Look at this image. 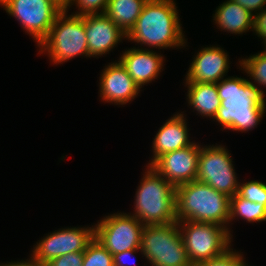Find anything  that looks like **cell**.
Instances as JSON below:
<instances>
[{
    "mask_svg": "<svg viewBox=\"0 0 266 266\" xmlns=\"http://www.w3.org/2000/svg\"><path fill=\"white\" fill-rule=\"evenodd\" d=\"M221 105L214 116L223 129L246 132L256 127L266 109L263 89L241 77L216 83Z\"/></svg>",
    "mask_w": 266,
    "mask_h": 266,
    "instance_id": "obj_1",
    "label": "cell"
},
{
    "mask_svg": "<svg viewBox=\"0 0 266 266\" xmlns=\"http://www.w3.org/2000/svg\"><path fill=\"white\" fill-rule=\"evenodd\" d=\"M174 0H148L127 40L159 49L186 45Z\"/></svg>",
    "mask_w": 266,
    "mask_h": 266,
    "instance_id": "obj_2",
    "label": "cell"
},
{
    "mask_svg": "<svg viewBox=\"0 0 266 266\" xmlns=\"http://www.w3.org/2000/svg\"><path fill=\"white\" fill-rule=\"evenodd\" d=\"M176 219L218 224L232 237L230 228H227L230 197L197 180L176 187Z\"/></svg>",
    "mask_w": 266,
    "mask_h": 266,
    "instance_id": "obj_3",
    "label": "cell"
},
{
    "mask_svg": "<svg viewBox=\"0 0 266 266\" xmlns=\"http://www.w3.org/2000/svg\"><path fill=\"white\" fill-rule=\"evenodd\" d=\"M146 170L135 195V212L132 216L143 225L178 222L176 187L151 166H147Z\"/></svg>",
    "mask_w": 266,
    "mask_h": 266,
    "instance_id": "obj_4",
    "label": "cell"
},
{
    "mask_svg": "<svg viewBox=\"0 0 266 266\" xmlns=\"http://www.w3.org/2000/svg\"><path fill=\"white\" fill-rule=\"evenodd\" d=\"M63 9L56 17L48 36L38 45L41 53L48 52L55 64L66 62L75 56L89 57L85 33V15L71 14Z\"/></svg>",
    "mask_w": 266,
    "mask_h": 266,
    "instance_id": "obj_5",
    "label": "cell"
},
{
    "mask_svg": "<svg viewBox=\"0 0 266 266\" xmlns=\"http://www.w3.org/2000/svg\"><path fill=\"white\" fill-rule=\"evenodd\" d=\"M139 251L151 266H193L184 247L178 222L145 225Z\"/></svg>",
    "mask_w": 266,
    "mask_h": 266,
    "instance_id": "obj_6",
    "label": "cell"
},
{
    "mask_svg": "<svg viewBox=\"0 0 266 266\" xmlns=\"http://www.w3.org/2000/svg\"><path fill=\"white\" fill-rule=\"evenodd\" d=\"M189 261L195 264L222 255L231 246L228 230L214 223L178 221Z\"/></svg>",
    "mask_w": 266,
    "mask_h": 266,
    "instance_id": "obj_7",
    "label": "cell"
},
{
    "mask_svg": "<svg viewBox=\"0 0 266 266\" xmlns=\"http://www.w3.org/2000/svg\"><path fill=\"white\" fill-rule=\"evenodd\" d=\"M0 5L15 17L39 45L64 9L55 0H2Z\"/></svg>",
    "mask_w": 266,
    "mask_h": 266,
    "instance_id": "obj_8",
    "label": "cell"
},
{
    "mask_svg": "<svg viewBox=\"0 0 266 266\" xmlns=\"http://www.w3.org/2000/svg\"><path fill=\"white\" fill-rule=\"evenodd\" d=\"M231 158L229 151L221 145L202 147L196 180L228 197L234 196L238 192L239 181Z\"/></svg>",
    "mask_w": 266,
    "mask_h": 266,
    "instance_id": "obj_9",
    "label": "cell"
},
{
    "mask_svg": "<svg viewBox=\"0 0 266 266\" xmlns=\"http://www.w3.org/2000/svg\"><path fill=\"white\" fill-rule=\"evenodd\" d=\"M144 226L129 213H114L95 224V238L112 255L140 249Z\"/></svg>",
    "mask_w": 266,
    "mask_h": 266,
    "instance_id": "obj_10",
    "label": "cell"
},
{
    "mask_svg": "<svg viewBox=\"0 0 266 266\" xmlns=\"http://www.w3.org/2000/svg\"><path fill=\"white\" fill-rule=\"evenodd\" d=\"M49 234L35 244L31 254L44 265L68 253L84 252L95 238V227L62 228Z\"/></svg>",
    "mask_w": 266,
    "mask_h": 266,
    "instance_id": "obj_11",
    "label": "cell"
},
{
    "mask_svg": "<svg viewBox=\"0 0 266 266\" xmlns=\"http://www.w3.org/2000/svg\"><path fill=\"white\" fill-rule=\"evenodd\" d=\"M200 150L201 146L193 142L185 148L161 155L150 166L177 187L196 180Z\"/></svg>",
    "mask_w": 266,
    "mask_h": 266,
    "instance_id": "obj_12",
    "label": "cell"
},
{
    "mask_svg": "<svg viewBox=\"0 0 266 266\" xmlns=\"http://www.w3.org/2000/svg\"><path fill=\"white\" fill-rule=\"evenodd\" d=\"M89 57L107 54L127 35L105 14L85 15Z\"/></svg>",
    "mask_w": 266,
    "mask_h": 266,
    "instance_id": "obj_13",
    "label": "cell"
},
{
    "mask_svg": "<svg viewBox=\"0 0 266 266\" xmlns=\"http://www.w3.org/2000/svg\"><path fill=\"white\" fill-rule=\"evenodd\" d=\"M229 58L223 48L210 46L202 48L190 64L186 83H217L226 76Z\"/></svg>",
    "mask_w": 266,
    "mask_h": 266,
    "instance_id": "obj_14",
    "label": "cell"
},
{
    "mask_svg": "<svg viewBox=\"0 0 266 266\" xmlns=\"http://www.w3.org/2000/svg\"><path fill=\"white\" fill-rule=\"evenodd\" d=\"M100 97L105 102L123 105L132 101L140 92L120 61L110 63L100 77Z\"/></svg>",
    "mask_w": 266,
    "mask_h": 266,
    "instance_id": "obj_15",
    "label": "cell"
},
{
    "mask_svg": "<svg viewBox=\"0 0 266 266\" xmlns=\"http://www.w3.org/2000/svg\"><path fill=\"white\" fill-rule=\"evenodd\" d=\"M163 55L146 48H130L125 50L119 61L124 66L135 84L142 88L159 76L164 58Z\"/></svg>",
    "mask_w": 266,
    "mask_h": 266,
    "instance_id": "obj_16",
    "label": "cell"
},
{
    "mask_svg": "<svg viewBox=\"0 0 266 266\" xmlns=\"http://www.w3.org/2000/svg\"><path fill=\"white\" fill-rule=\"evenodd\" d=\"M182 113L174 114L158 130L153 140V158L148 163V166L161 155L185 148L193 143V141L190 142L189 140L186 118H184Z\"/></svg>",
    "mask_w": 266,
    "mask_h": 266,
    "instance_id": "obj_17",
    "label": "cell"
},
{
    "mask_svg": "<svg viewBox=\"0 0 266 266\" xmlns=\"http://www.w3.org/2000/svg\"><path fill=\"white\" fill-rule=\"evenodd\" d=\"M213 18L218 27L232 34H242L253 29L254 14L233 0L218 6Z\"/></svg>",
    "mask_w": 266,
    "mask_h": 266,
    "instance_id": "obj_18",
    "label": "cell"
},
{
    "mask_svg": "<svg viewBox=\"0 0 266 266\" xmlns=\"http://www.w3.org/2000/svg\"><path fill=\"white\" fill-rule=\"evenodd\" d=\"M188 87V103L202 117L214 118L221 101L216 83H185Z\"/></svg>",
    "mask_w": 266,
    "mask_h": 266,
    "instance_id": "obj_19",
    "label": "cell"
},
{
    "mask_svg": "<svg viewBox=\"0 0 266 266\" xmlns=\"http://www.w3.org/2000/svg\"><path fill=\"white\" fill-rule=\"evenodd\" d=\"M148 0H109L105 14L127 35Z\"/></svg>",
    "mask_w": 266,
    "mask_h": 266,
    "instance_id": "obj_20",
    "label": "cell"
},
{
    "mask_svg": "<svg viewBox=\"0 0 266 266\" xmlns=\"http://www.w3.org/2000/svg\"><path fill=\"white\" fill-rule=\"evenodd\" d=\"M235 217L245 219L246 222L266 221V204L251 202L236 193L230 197V221Z\"/></svg>",
    "mask_w": 266,
    "mask_h": 266,
    "instance_id": "obj_21",
    "label": "cell"
},
{
    "mask_svg": "<svg viewBox=\"0 0 266 266\" xmlns=\"http://www.w3.org/2000/svg\"><path fill=\"white\" fill-rule=\"evenodd\" d=\"M241 70L258 84L266 87V50L239 61ZM243 68V69H242Z\"/></svg>",
    "mask_w": 266,
    "mask_h": 266,
    "instance_id": "obj_22",
    "label": "cell"
},
{
    "mask_svg": "<svg viewBox=\"0 0 266 266\" xmlns=\"http://www.w3.org/2000/svg\"><path fill=\"white\" fill-rule=\"evenodd\" d=\"M82 266H114L113 255L94 238L84 251Z\"/></svg>",
    "mask_w": 266,
    "mask_h": 266,
    "instance_id": "obj_23",
    "label": "cell"
},
{
    "mask_svg": "<svg viewBox=\"0 0 266 266\" xmlns=\"http://www.w3.org/2000/svg\"><path fill=\"white\" fill-rule=\"evenodd\" d=\"M237 194L251 202L266 204V184L261 181L239 182Z\"/></svg>",
    "mask_w": 266,
    "mask_h": 266,
    "instance_id": "obj_24",
    "label": "cell"
},
{
    "mask_svg": "<svg viewBox=\"0 0 266 266\" xmlns=\"http://www.w3.org/2000/svg\"><path fill=\"white\" fill-rule=\"evenodd\" d=\"M244 261L241 253L229 248L222 255L214 257L213 259L201 261L194 266H243L245 264Z\"/></svg>",
    "mask_w": 266,
    "mask_h": 266,
    "instance_id": "obj_25",
    "label": "cell"
},
{
    "mask_svg": "<svg viewBox=\"0 0 266 266\" xmlns=\"http://www.w3.org/2000/svg\"><path fill=\"white\" fill-rule=\"evenodd\" d=\"M108 2L109 0H71L65 9H68L71 5L76 4L79 8V12H75V15L83 16L88 14H99V12L102 14L105 13Z\"/></svg>",
    "mask_w": 266,
    "mask_h": 266,
    "instance_id": "obj_26",
    "label": "cell"
},
{
    "mask_svg": "<svg viewBox=\"0 0 266 266\" xmlns=\"http://www.w3.org/2000/svg\"><path fill=\"white\" fill-rule=\"evenodd\" d=\"M84 252H73L59 256L45 266H82Z\"/></svg>",
    "mask_w": 266,
    "mask_h": 266,
    "instance_id": "obj_27",
    "label": "cell"
},
{
    "mask_svg": "<svg viewBox=\"0 0 266 266\" xmlns=\"http://www.w3.org/2000/svg\"><path fill=\"white\" fill-rule=\"evenodd\" d=\"M252 31H255L258 37L263 38L264 45H266V8L254 14Z\"/></svg>",
    "mask_w": 266,
    "mask_h": 266,
    "instance_id": "obj_28",
    "label": "cell"
},
{
    "mask_svg": "<svg viewBox=\"0 0 266 266\" xmlns=\"http://www.w3.org/2000/svg\"><path fill=\"white\" fill-rule=\"evenodd\" d=\"M241 5L243 8L249 10L251 13L254 11L261 12L266 5V0H233Z\"/></svg>",
    "mask_w": 266,
    "mask_h": 266,
    "instance_id": "obj_29",
    "label": "cell"
},
{
    "mask_svg": "<svg viewBox=\"0 0 266 266\" xmlns=\"http://www.w3.org/2000/svg\"><path fill=\"white\" fill-rule=\"evenodd\" d=\"M138 250H140V249L126 250L124 252L114 254L113 255L114 266H131V265L127 264V262H128L127 259L129 260L132 256H135L134 254L138 253ZM132 263L134 264L135 262H132Z\"/></svg>",
    "mask_w": 266,
    "mask_h": 266,
    "instance_id": "obj_30",
    "label": "cell"
},
{
    "mask_svg": "<svg viewBox=\"0 0 266 266\" xmlns=\"http://www.w3.org/2000/svg\"><path fill=\"white\" fill-rule=\"evenodd\" d=\"M31 259L26 260V261H16V262H9L7 264H0V266H45L44 264L40 263L39 261H37L32 255L30 257Z\"/></svg>",
    "mask_w": 266,
    "mask_h": 266,
    "instance_id": "obj_31",
    "label": "cell"
},
{
    "mask_svg": "<svg viewBox=\"0 0 266 266\" xmlns=\"http://www.w3.org/2000/svg\"><path fill=\"white\" fill-rule=\"evenodd\" d=\"M58 4H60L63 8H66L71 0H55Z\"/></svg>",
    "mask_w": 266,
    "mask_h": 266,
    "instance_id": "obj_32",
    "label": "cell"
}]
</instances>
